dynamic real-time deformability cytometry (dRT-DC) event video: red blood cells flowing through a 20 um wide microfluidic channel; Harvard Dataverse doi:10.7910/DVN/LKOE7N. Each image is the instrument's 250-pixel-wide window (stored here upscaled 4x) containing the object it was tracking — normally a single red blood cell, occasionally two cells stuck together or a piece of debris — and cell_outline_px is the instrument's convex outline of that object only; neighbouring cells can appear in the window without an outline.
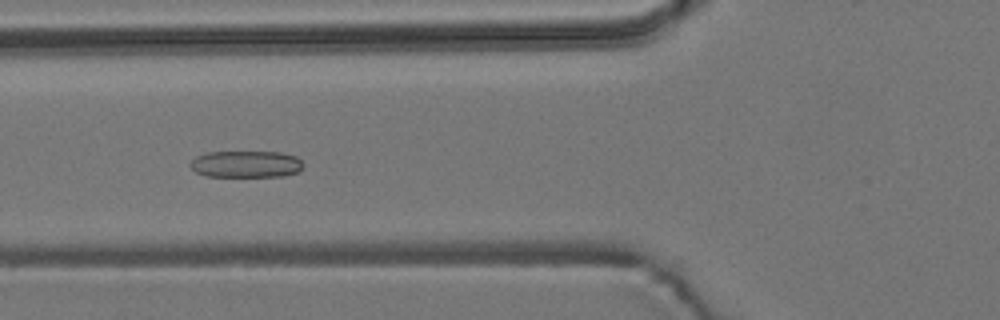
{"species": "common noctule bat (a hibernating species)", "species_latin": "Nyctalus noctula", "temperature_condition": "room temperature", "stored_images_in_passage": 56, "camera_frame_rate_fps": 3000, "um_per_image_px": 0.085, "animal": {"sex": "male", "body_mass_g": 19.2, "forearm_length_mm": 51.8}, "frame": {"image": 1, "passage_image": 21, "time_ms": 6.667, "image_size_px": [1000, 320], "cell_outline_px": [[304, 164], [300, 172], [284, 176], [208, 176], [196, 172], [188, 164], [196, 156], [208, 152], [280, 152], [296, 156]], "centroid_in_image_um": [20.94, 13.95], "position_along_channel_um": 104.9, "area_um2": 17.69}}
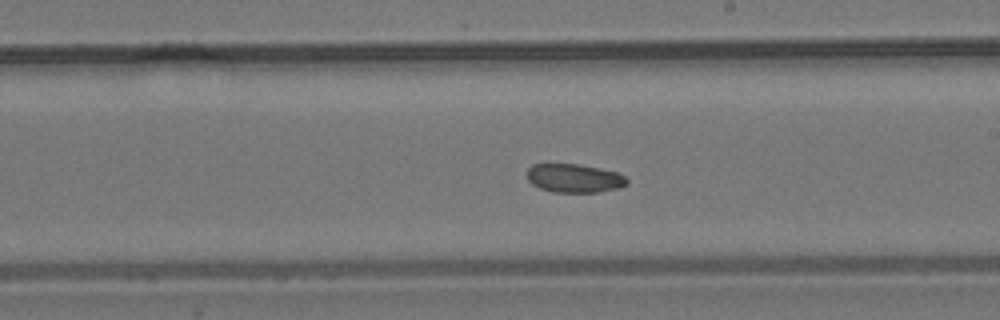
{"frame": {"image": 2, "passage_image": 32, "time_ms": 10.333, "image_size_px": [1000, 320], "cell_outline_px": [[628, 184], [620, 188], [600, 192], [552, 192], [540, 188], [532, 184], [528, 180], [528, 168], [532, 164], [576, 164], [600, 168], [616, 172], [624, 176], [628, 180]], "centroid_in_image_um": [48.83, 15.15], "position_along_channel_um": 240.2, "area_um2": 16.7}}
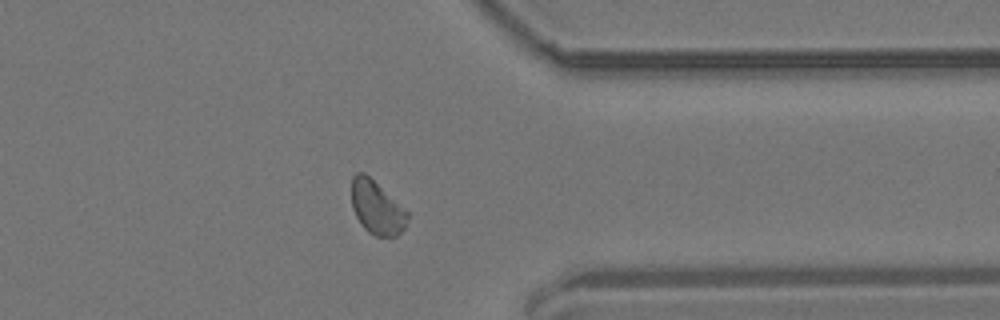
{"frame": {"image": 3, "passage_image": 44, "time_ms": 14.333, "image_size_px": [1000, 320], "cell_outline_px": [[408, 220], [404, 228], [396, 236], [376, 236], [368, 232], [360, 224], [352, 208], [352, 176], [356, 172], [364, 172], [408, 212]], "centroid_in_image_um": [32.0, 17.65], "position_along_channel_um": 379.4, "area_um2": 17.17}, "authors_computed_cell_mechanics": {"area_um2": 17.6579, "velocity_mm_per_s": 3.6946, "shape_relaxation_time_tau1_ms": null, "shape_relaxation_time_tau2_ms": 3.1157, "deformation_change_tau1": null, "deformation_change_tau2": 0.0598}}